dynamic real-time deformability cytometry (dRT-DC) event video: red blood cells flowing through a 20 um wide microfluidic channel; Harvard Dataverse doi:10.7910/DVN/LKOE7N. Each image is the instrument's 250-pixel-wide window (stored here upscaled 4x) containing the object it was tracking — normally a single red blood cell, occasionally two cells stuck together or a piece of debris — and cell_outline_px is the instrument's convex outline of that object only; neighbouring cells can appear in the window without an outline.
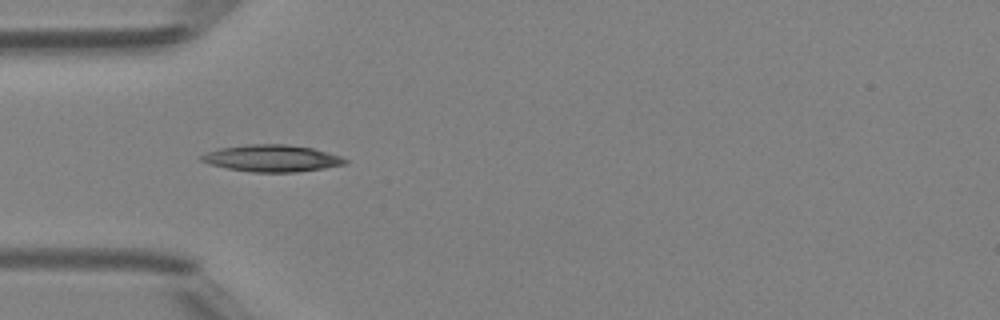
{"species": "Egyptian fruit bat (a non-hibernating species)", "species_latin": "Rousettus aegyptiacus", "temperature_condition": "room temperature", "stored_images_in_passage": 24, "camera_frame_rate_fps": 3000, "um_per_image_px": 0.085, "animal": {"sex": "female"}, "frame": {"image": 1, "passage_image": 4, "time_ms": 1.0, "image_size_px": [1000, 320], "cell_outline_px": [[348, 160], [344, 164], [324, 168], [296, 172], [252, 172], [228, 168], [212, 164], [200, 160], [200, 156], [208, 152], [220, 148], [248, 144], [288, 144], [312, 148], [340, 156]], "centroid_in_image_um": [23.12, 13.45], "position_along_channel_um": 61.9, "area_um2": 22.2}}
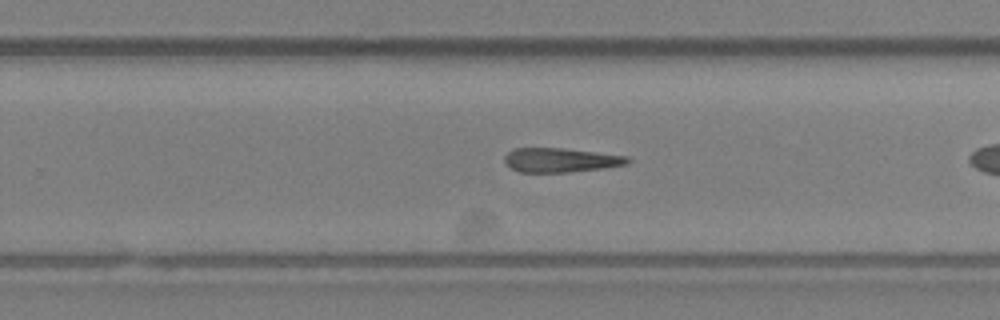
{"frame": {"image": 2, "passage_image": 17, "time_ms": 5.333, "image_size_px": [1000, 320], "cell_outline_px": [[632, 160], [628, 164], [604, 168], [568, 172], [520, 172], [512, 168], [504, 160], [504, 156], [512, 148], [564, 148], [628, 156]], "centroid_in_image_um": [47.68, 13.6], "position_along_channel_um": 282.1, "area_um2": 17.4}}